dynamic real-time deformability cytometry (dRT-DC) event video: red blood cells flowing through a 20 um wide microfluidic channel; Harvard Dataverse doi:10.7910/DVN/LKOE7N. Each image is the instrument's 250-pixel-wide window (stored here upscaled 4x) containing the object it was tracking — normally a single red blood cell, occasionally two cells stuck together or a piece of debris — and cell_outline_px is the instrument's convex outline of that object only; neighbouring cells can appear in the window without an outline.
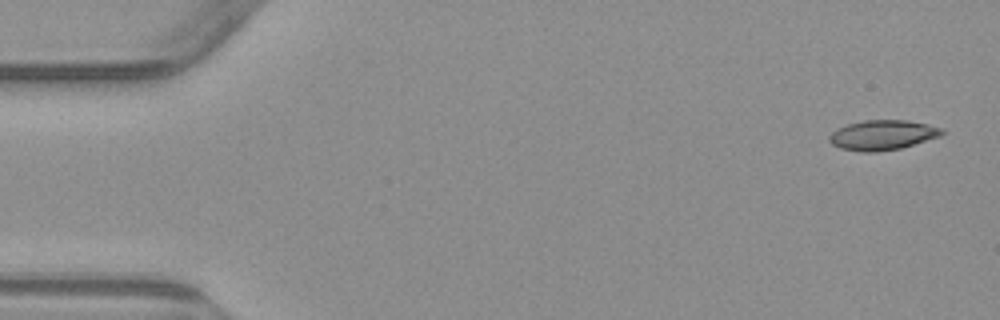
{"species": "common noctule bat (a hibernating species)", "species_latin": "Nyctalus noctula", "temperature_condition": "warm", "stored_images_in_passage": 4, "camera_frame_rate_fps": 3000, "um_per_image_px": 0.085, "animal": {"sex": "male", "body_mass_g": 23.1, "forearm_length_mm": 52.7}, "frame": {"image": 1, "passage_image": 1, "time_ms": 0.0, "image_size_px": [1000, 320], "cell_outline_px": [[948, 132], [940, 136], [900, 148], [876, 152], [864, 152], [840, 148], [832, 144], [828, 140], [828, 136], [836, 128], [848, 124], [864, 120], [904, 120], [928, 124], [944, 128]], "centroid_in_image_um": [75.03, 11.47], "position_along_channel_um": 10.0, "area_um2": 19.71}}
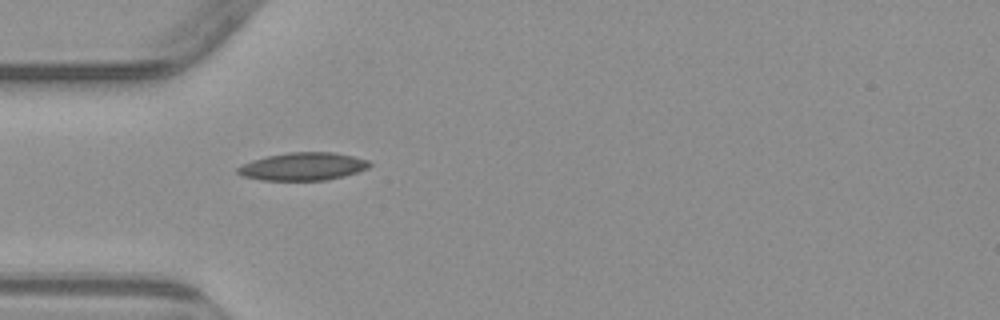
{"frame": {"image": 2, "passage_image": 4, "time_ms": 4.667, "image_size_px": [1000, 320], "cell_outline_px": [[372, 164], [368, 168], [344, 176], [324, 180], [260, 180], [244, 176], [236, 172], [236, 168], [252, 160], [268, 156], [288, 152], [332, 152], [352, 156], [368, 160]], "centroid_in_image_um": [25.75, 14.15], "position_along_channel_um": 59.3, "area_um2": 21.21}}